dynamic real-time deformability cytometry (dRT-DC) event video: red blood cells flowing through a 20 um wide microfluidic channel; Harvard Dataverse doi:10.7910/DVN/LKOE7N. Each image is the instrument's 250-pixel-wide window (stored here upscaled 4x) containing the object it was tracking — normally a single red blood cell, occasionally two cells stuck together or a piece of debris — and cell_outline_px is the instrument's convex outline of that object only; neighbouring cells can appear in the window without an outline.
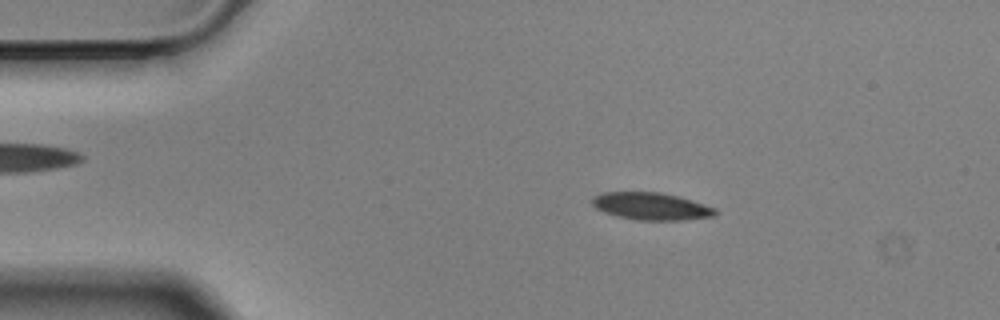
{"species": "Egyptian fruit bat (a non-hibernating species)", "species_latin": "Rousettus aegyptiacus", "temperature_condition": "cold", "stored_images_in_passage": 56, "camera_frame_rate_fps": 3000, "um_per_image_px": 0.085, "animal": {"sex": "male"}, "frame": {"image": 1, "passage_image": 9, "time_ms": 2.667, "image_size_px": [1000, 320], "cell_outline_px": [[716, 216], [684, 220], [636, 220], [616, 216], [604, 212], [596, 208], [592, 204], [592, 196], [604, 192], [660, 192], [692, 200], [716, 208]], "centroid_in_image_um": [55.34, 17.53], "position_along_channel_um": 29.7, "area_um2": 19.65}}
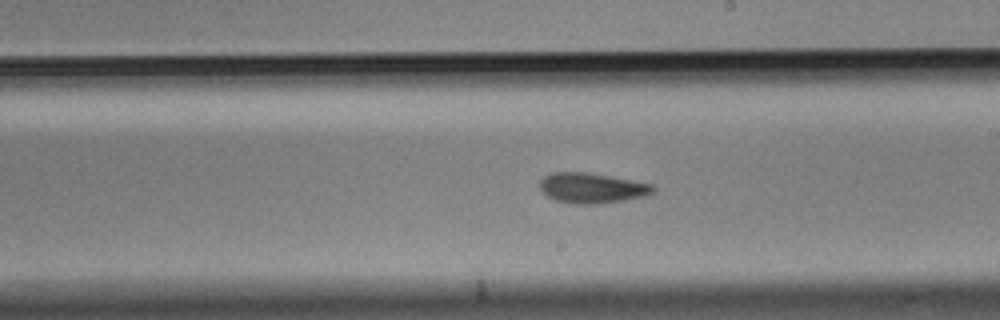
{"frame": {"image": 2, "passage_image": 31, "time_ms": 10.0, "image_size_px": [1000, 320], "cell_outline_px": [[656, 192], [644, 196], [624, 200], [596, 204], [572, 204], [556, 200], [548, 196], [540, 188], [540, 180], [544, 176], [552, 172], [584, 172], [632, 180], [652, 184], [656, 188]], "centroid_in_image_um": [50.32, 15.98], "position_along_channel_um": 238.7, "area_um2": 19.88}}
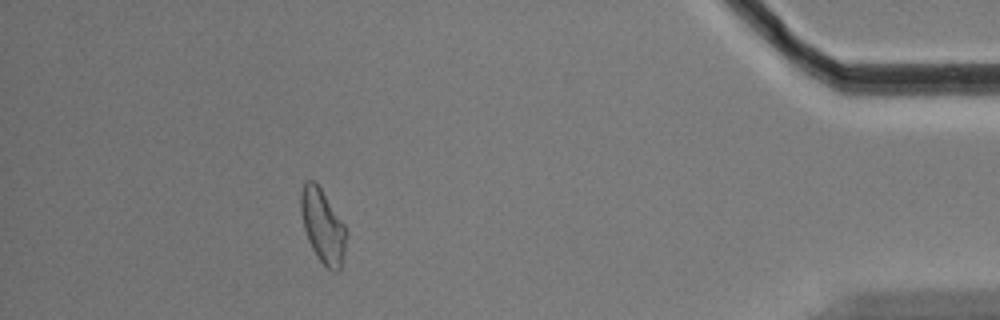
{"frame": {"image": 3, "passage_image": 50, "time_ms": 16.333, "image_size_px": [1000, 320], "cell_outline_px": [[348, 232], [344, 252], [340, 268], [336, 272], [332, 272], [316, 256], [308, 240], [304, 228], [300, 212], [300, 192], [304, 180], [312, 180], [320, 188], [344, 224]], "centroid_in_image_um": [27.42, 19.22], "position_along_channel_um": 407.8, "area_um2": 19.42}, "authors_computed_cell_mechanics": {"area_um2": 19.8543, "velocity_mm_per_s": 3.5089, "shape_relaxation_time_tau1_ms": 4.0611, "shape_relaxation_time_tau2_ms": 3.7685, "deformation_change_tau1": 0.1232, "deformation_change_tau2": 0.1165}}